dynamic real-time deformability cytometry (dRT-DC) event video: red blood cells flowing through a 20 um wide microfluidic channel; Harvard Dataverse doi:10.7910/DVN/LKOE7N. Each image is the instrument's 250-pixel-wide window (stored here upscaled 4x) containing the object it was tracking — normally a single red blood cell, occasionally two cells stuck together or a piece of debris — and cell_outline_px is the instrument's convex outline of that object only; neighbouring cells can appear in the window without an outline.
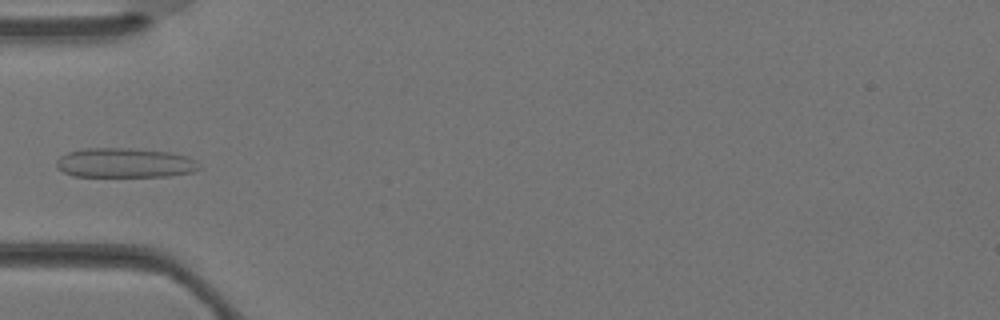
{"species": "Egyptian fruit bat (a non-hibernating species)", "species_latin": "Rousettus aegyptiacus", "temperature_condition": "warm", "stored_images_in_passage": 3, "camera_frame_rate_fps": 3000, "um_per_image_px": 0.085, "animal": {"sex": "female"}, "frame": {"image": 1, "passage_image": 3, "time_ms": 0.667, "image_size_px": [1000, 320], "cell_outline_px": [[204, 168], [192, 172], [168, 176], [72, 176], [56, 168], [56, 160], [60, 156], [68, 152], [84, 148], [132, 148], [172, 152], [196, 160]], "centroid_in_image_um": [10.62, 13.84], "position_along_channel_um": 74.4, "area_um2": 24.85}}